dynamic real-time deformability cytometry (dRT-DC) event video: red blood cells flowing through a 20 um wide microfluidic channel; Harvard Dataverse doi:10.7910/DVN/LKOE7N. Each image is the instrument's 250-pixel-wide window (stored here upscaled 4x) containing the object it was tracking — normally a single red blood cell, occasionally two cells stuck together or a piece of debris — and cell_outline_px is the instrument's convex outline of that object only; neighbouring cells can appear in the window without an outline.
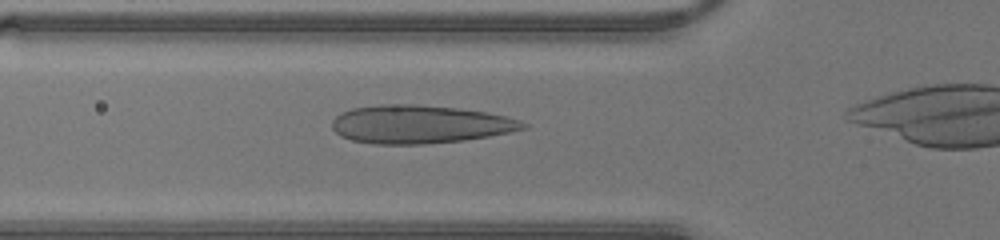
{"species": "human", "species_latin": "Homo sapiens", "temperature_condition": "warm", "stored_images_in_passage": 24, "camera_frame_rate_fps": 3000, "um_per_image_px": 0.085, "donor": {"sex": "male"}, "frame": {"image": 1, "passage_image": 4, "time_ms": 1.0, "image_size_px": [1000, 240], "cell_outline_px": [[528, 128], [488, 136], [464, 140], [424, 144], [372, 144], [352, 140], [340, 136], [332, 128], [332, 120], [336, 116], [352, 108], [380, 104], [416, 104], [460, 108], [488, 112], [520, 120], [528, 124]], "centroid_in_image_um": [35.68, 10.56], "position_along_channel_um": 90.1, "area_um2": 42.66}}
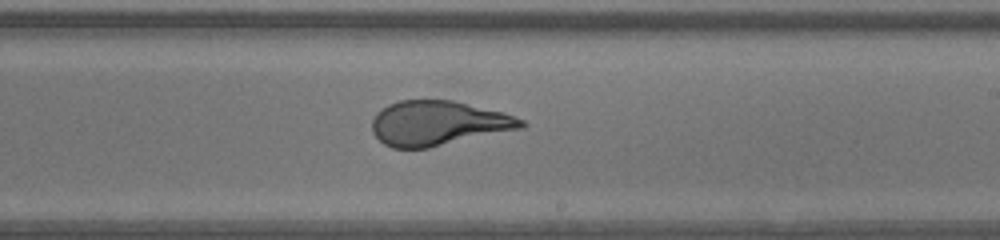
{"frame": {"image": 2, "passage_image": 14, "time_ms": 4.333, "image_size_px": [1000, 240], "cell_outline_px": [[528, 124], [524, 128], [428, 148], [392, 148], [384, 144], [372, 132], [372, 120], [376, 112], [388, 104], [400, 100], [452, 100], [504, 112], [524, 120]], "centroid_in_image_um": [37.26, 10.47], "position_along_channel_um": 251.7, "area_um2": 39.02}}
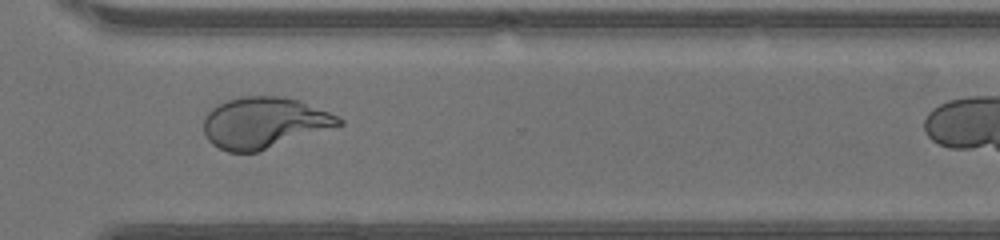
{"frame": {"image": 3, "passage_image": 20, "time_ms": 6.333, "image_size_px": [1000, 240], "cell_outline_px": [[344, 124], [256, 152], [228, 152], [212, 144], [208, 140], [204, 132], [204, 116], [212, 108], [228, 100], [240, 96], [280, 96], [300, 100], [328, 112], [344, 120]], "centroid_in_image_um": [22.43, 10.42], "position_along_channel_um": 348.2, "area_um2": 39.88}}